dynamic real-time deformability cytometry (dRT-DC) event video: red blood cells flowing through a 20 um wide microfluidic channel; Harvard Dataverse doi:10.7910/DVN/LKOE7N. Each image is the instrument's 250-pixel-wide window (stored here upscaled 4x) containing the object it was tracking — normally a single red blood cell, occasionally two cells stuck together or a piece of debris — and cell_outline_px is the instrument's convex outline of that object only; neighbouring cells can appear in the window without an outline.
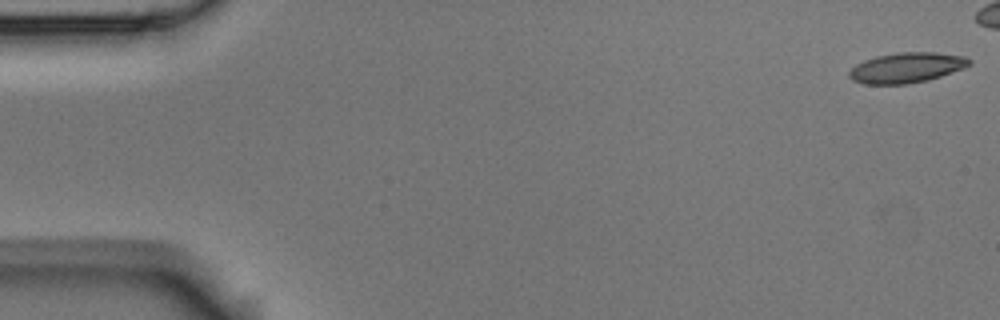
{"species": "Egyptian fruit bat (a non-hibernating species)", "species_latin": "Rousettus aegyptiacus", "temperature_condition": "room temperature", "stored_images_in_passage": 5, "camera_frame_rate_fps": 3000, "um_per_image_px": 0.085, "animal": {"sex": "male"}, "frame": {"image": 1, "passage_image": 1, "time_ms": 0.0, "image_size_px": [1000, 320], "cell_outline_px": [[972, 64], [964, 68], [928, 80], [904, 84], [864, 84], [852, 80], [848, 76], [848, 72], [856, 64], [864, 60], [876, 56], [896, 52], [936, 52], [964, 56], [972, 60]], "centroid_in_image_um": [77.06, 5.74], "position_along_channel_um": 7.9, "area_um2": 21.27}}